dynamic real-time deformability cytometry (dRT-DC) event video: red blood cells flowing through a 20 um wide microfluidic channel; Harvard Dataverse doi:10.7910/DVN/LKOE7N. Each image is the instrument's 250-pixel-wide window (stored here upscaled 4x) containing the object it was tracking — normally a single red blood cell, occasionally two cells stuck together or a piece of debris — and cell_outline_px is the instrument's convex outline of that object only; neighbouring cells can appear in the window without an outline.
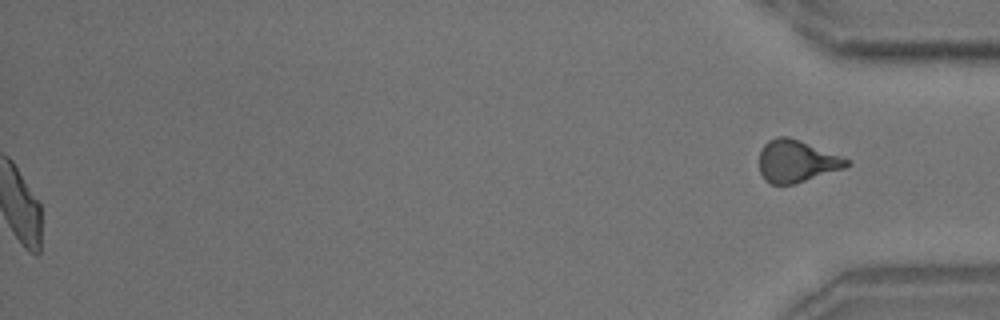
{"species": "common noctule bat (a hibernating species)", "species_latin": "Nyctalus noctula", "temperature_condition": "room temperature", "stored_images_in_passage": 58, "segment_of_instrument_passage": [2, 2], "camera_frame_rate_fps": 3000, "um_per_image_px": 0.085, "animal": {"sex": "male", "body_mass_g": 18.8}, "frame": {"image": 1, "passage_image": 58, "time_ms": 19.0, "image_size_px": [1000, 320], "cell_outline_px": [[852, 164], [844, 168], [796, 184], [772, 184], [764, 180], [760, 172], [760, 152], [764, 144], [768, 140], [776, 136], [788, 136], [800, 140], [852, 160]], "centroid_in_image_um": [67.73, 13.7], "position_along_channel_um": 367.5, "area_um2": 21.68}}